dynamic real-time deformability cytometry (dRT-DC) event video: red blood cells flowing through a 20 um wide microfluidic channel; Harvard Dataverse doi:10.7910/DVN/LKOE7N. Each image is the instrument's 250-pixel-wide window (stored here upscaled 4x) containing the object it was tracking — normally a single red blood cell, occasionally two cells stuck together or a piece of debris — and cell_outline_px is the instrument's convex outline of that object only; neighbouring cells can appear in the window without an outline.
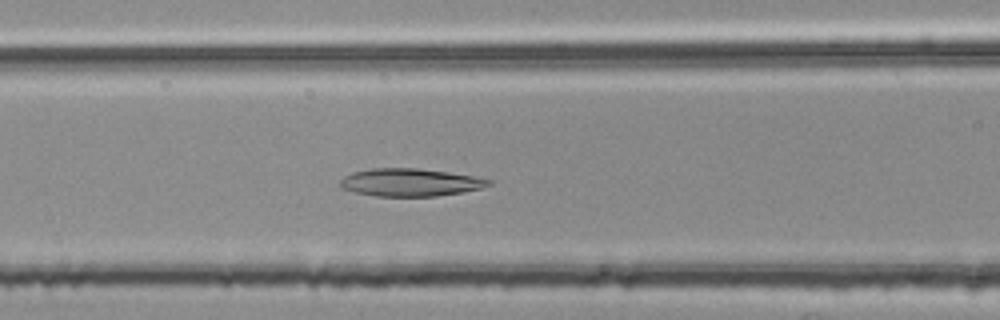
{"species": "common noctule bat (a hibernating species)", "species_latin": "Nyctalus noctula", "temperature_condition": "room temperature", "stored_images_in_passage": 50, "camera_frame_rate_fps": 3000, "um_per_image_px": 0.085, "animal": {"sex": "female", "body_mass_g": 25.1}, "frame": {"image": 1, "passage_image": 21, "time_ms": 6.667, "image_size_px": [1000, 320], "cell_outline_px": [[492, 184], [480, 188], [460, 192], [436, 196], [376, 196], [356, 192], [340, 188], [340, 180], [344, 176], [352, 172], [372, 168], [416, 168], [448, 172], [472, 176], [492, 180]], "centroid_in_image_um": [34.83, 15.5], "position_along_channel_um": 131.8, "area_um2": 23.81}}
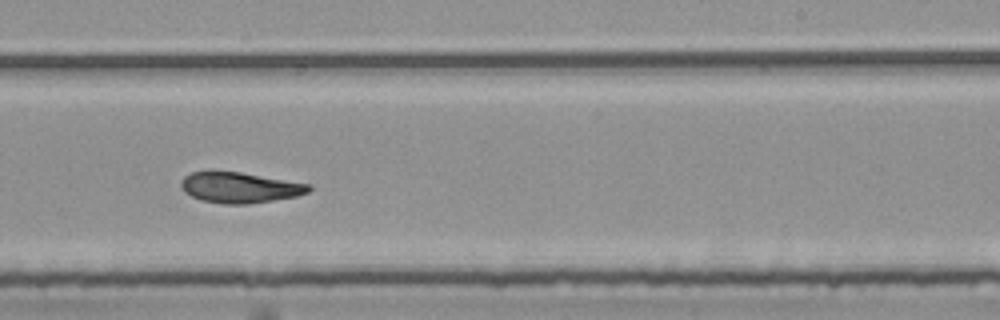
{"frame": {"image": 2, "passage_image": 32, "time_ms": 10.333, "image_size_px": [1000, 320], "cell_outline_px": [[312, 188], [308, 192], [296, 196], [272, 200], [244, 204], [224, 204], [200, 200], [184, 192], [180, 184], [184, 176], [192, 172], [240, 172], [312, 184]], "centroid_in_image_um": [20.39, 15.94], "position_along_channel_um": 268.6, "area_um2": 22.6}}
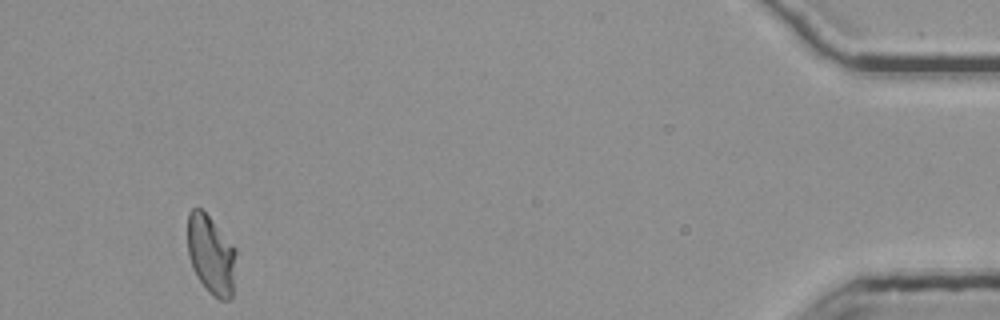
{"frame": {"image": 3, "passage_image": 50, "time_ms": 16.333, "image_size_px": [1000, 320], "cell_outline_px": [[236, 252], [232, 296], [228, 300], [220, 300], [208, 292], [196, 276], [192, 268], [188, 256], [188, 212], [192, 208], [200, 208], [208, 216], [236, 248]], "centroid_in_image_um": [17.93, 21.67], "position_along_channel_um": 417.3, "area_um2": 22.31}, "authors_computed_cell_mechanics": {"area_um2": 23.7269, "velocity_mm_per_s": 3.7499, "shape_relaxation_time_tau1_ms": null, "shape_relaxation_time_tau2_ms": 3.8416, "deformation_change_tau1": null, "deformation_change_tau2": 0.0889}}